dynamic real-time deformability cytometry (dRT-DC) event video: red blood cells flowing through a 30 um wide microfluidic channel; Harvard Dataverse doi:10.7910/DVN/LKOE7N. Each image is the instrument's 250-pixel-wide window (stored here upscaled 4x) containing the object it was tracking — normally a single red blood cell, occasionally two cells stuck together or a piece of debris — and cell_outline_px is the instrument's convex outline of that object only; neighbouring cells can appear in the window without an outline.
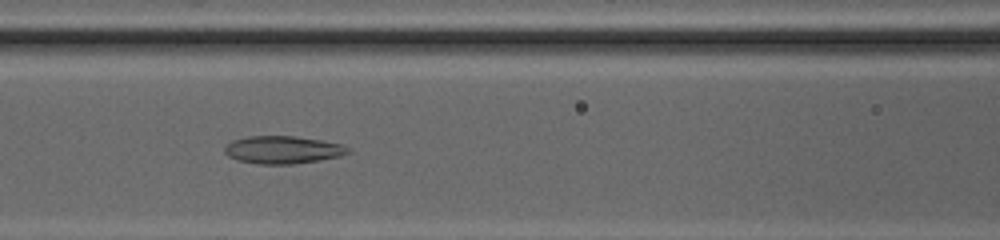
{"species": "common noctule bat (a hibernating species)", "species_latin": "Nyctalus noctula", "temperature_condition": "cold", "stored_images_in_passage": 40, "camera_frame_rate_fps": 3000, "um_per_image_px": 0.085, "animal": {"sex": "female", "body_mass_g": 20.0, "forearm_length_mm": 54.0}, "frame": {"image": 1, "passage_image": 18, "time_ms": 5.667, "image_size_px": [1000, 240], "cell_outline_px": [[352, 152], [340, 156], [292, 164], [256, 164], [236, 160], [228, 156], [224, 152], [224, 144], [232, 140], [248, 136], [296, 136], [320, 140], [340, 144], [348, 148]], "centroid_in_image_um": [23.97, 12.73], "position_along_channel_um": 142.6, "area_um2": 19.94}}
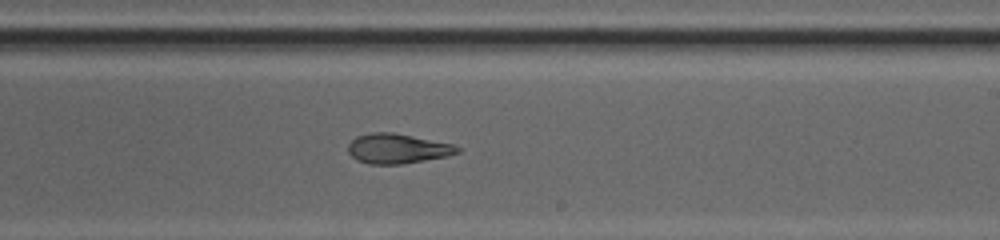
{"frame": {"image": 2, "passage_image": 26, "time_ms": 8.333, "image_size_px": [1000, 240], "cell_outline_px": [[460, 152], [444, 156], [404, 164], [368, 164], [356, 160], [348, 152], [348, 144], [356, 136], [372, 132], [392, 132], [452, 144], [460, 148]], "centroid_in_image_um": [33.73, 12.63], "position_along_channel_um": 255.3, "area_um2": 18.84}}
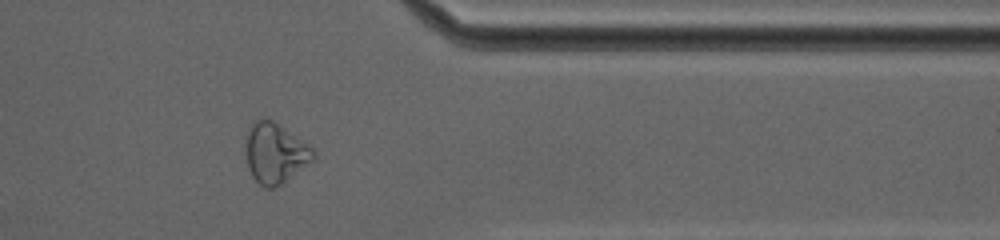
{"frame": {"image": 3, "passage_image": 36, "time_ms": 11.667, "image_size_px": [1000, 240], "cell_outline_px": [[316, 156], [312, 160], [280, 184], [272, 188], [264, 188], [252, 176], [248, 168], [244, 152], [244, 140], [248, 128], [260, 116], [268, 116], [308, 144], [316, 152]], "centroid_in_image_um": [23.32, 12.95], "position_along_channel_um": 388.1, "area_um2": 24.04}}